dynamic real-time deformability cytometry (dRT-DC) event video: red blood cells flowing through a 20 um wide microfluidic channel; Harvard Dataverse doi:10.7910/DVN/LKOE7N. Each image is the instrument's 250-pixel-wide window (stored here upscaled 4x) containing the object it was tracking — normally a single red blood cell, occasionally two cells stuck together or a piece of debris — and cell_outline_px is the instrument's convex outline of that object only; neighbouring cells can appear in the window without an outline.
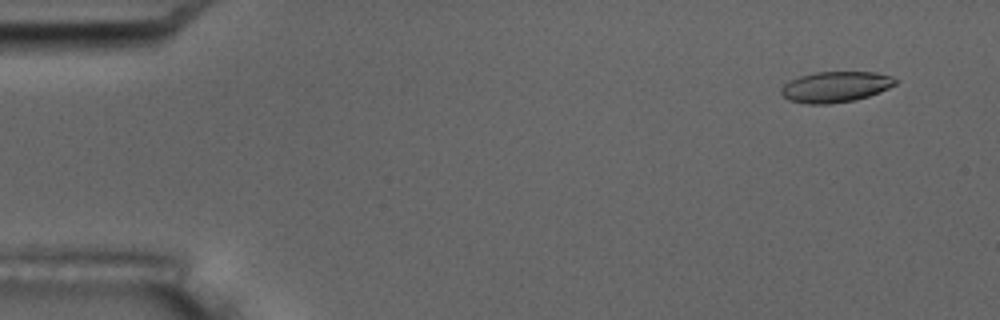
{"species": "common noctule bat (a hibernating species)", "species_latin": "Nyctalus noctula", "temperature_condition": "room temperature", "stored_images_in_passage": 5, "camera_frame_rate_fps": 3000, "um_per_image_px": 0.085, "animal": {"sex": "male", "body_mass_g": 17.5, "forearm_length_mm": 52.3}, "frame": {"image": 1, "passage_image": 1, "time_ms": 0.0, "image_size_px": [1000, 320], "cell_outline_px": [[900, 80], [896, 84], [888, 88], [868, 96], [856, 100], [832, 104], [808, 104], [788, 100], [780, 92], [780, 88], [784, 84], [800, 76], [816, 72], [876, 72], [892, 76]], "centroid_in_image_um": [71.04, 7.38], "position_along_channel_um": 14.0, "area_um2": 20.58}}